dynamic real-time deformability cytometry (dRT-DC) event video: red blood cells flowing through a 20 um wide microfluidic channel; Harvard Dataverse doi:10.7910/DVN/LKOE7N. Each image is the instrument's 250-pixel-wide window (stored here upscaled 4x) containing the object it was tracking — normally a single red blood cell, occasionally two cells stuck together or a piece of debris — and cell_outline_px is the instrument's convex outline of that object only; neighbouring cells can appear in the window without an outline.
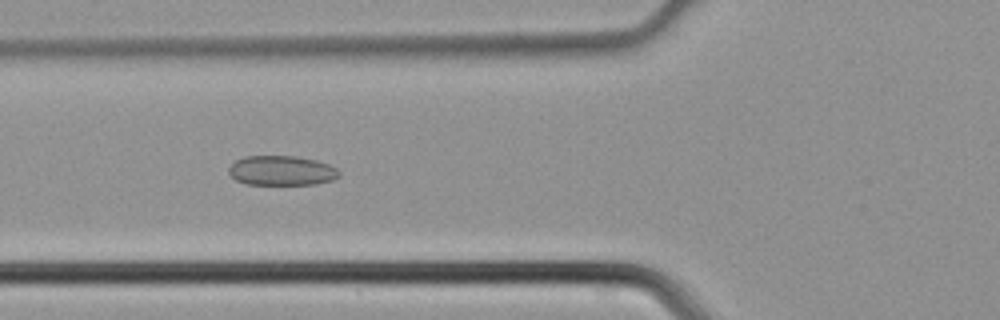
{"species": "common noctule bat (a hibernating species)", "species_latin": "Nyctalus noctula", "temperature_condition": "cold", "stored_images_in_passage": 41, "camera_frame_rate_fps": 3000, "um_per_image_px": 0.085, "animal": {"sex": "male", "body_mass_g": 21.5, "forearm_length_mm": 52.0}, "frame": {"image": 1, "passage_image": 14, "time_ms": 4.333, "image_size_px": [1000, 320], "cell_outline_px": [[340, 176], [332, 180], [316, 184], [248, 184], [236, 180], [228, 172], [228, 168], [236, 160], [244, 156], [296, 156], [316, 160], [328, 164], [336, 168], [340, 172]], "centroid_in_image_um": [23.95, 14.49], "position_along_channel_um": 101.9, "area_um2": 19.07}}
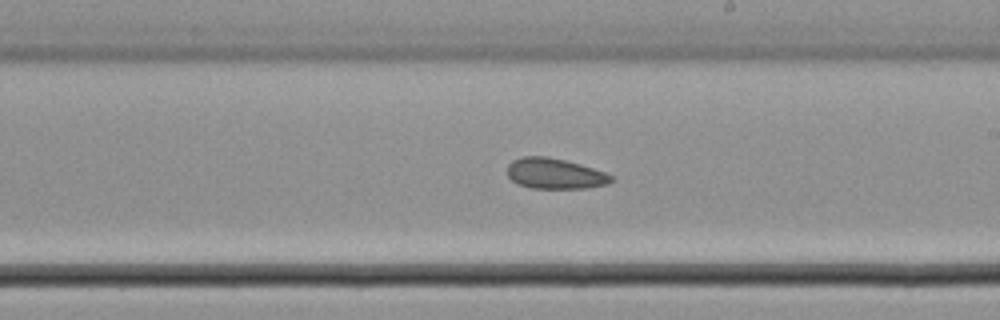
{"frame": {"image": 2, "passage_image": 23, "time_ms": 7.333, "image_size_px": [1000, 320], "cell_outline_px": [[612, 180], [608, 184], [588, 188], [532, 188], [516, 184], [508, 176], [508, 164], [512, 160], [524, 156], [548, 156], [580, 164], [604, 172], [612, 176]], "centroid_in_image_um": [47.14, 14.76], "position_along_channel_um": 241.9, "area_um2": 18.5}}
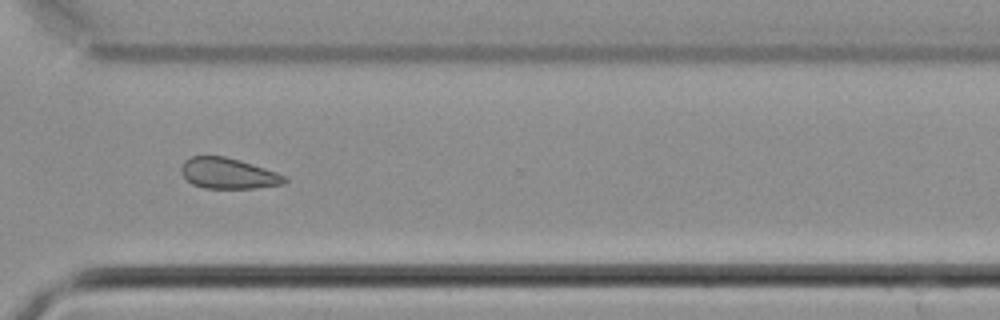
{"frame": {"image": 3, "passage_image": 30, "time_ms": 9.667, "image_size_px": [1000, 320], "cell_outline_px": [[288, 180], [284, 184], [252, 188], [204, 188], [192, 184], [180, 172], [180, 168], [184, 160], [192, 156], [224, 156], [240, 160], [288, 176]], "centroid_in_image_um": [19.4, 14.74], "position_along_channel_um": 351.2, "area_um2": 18.55}}